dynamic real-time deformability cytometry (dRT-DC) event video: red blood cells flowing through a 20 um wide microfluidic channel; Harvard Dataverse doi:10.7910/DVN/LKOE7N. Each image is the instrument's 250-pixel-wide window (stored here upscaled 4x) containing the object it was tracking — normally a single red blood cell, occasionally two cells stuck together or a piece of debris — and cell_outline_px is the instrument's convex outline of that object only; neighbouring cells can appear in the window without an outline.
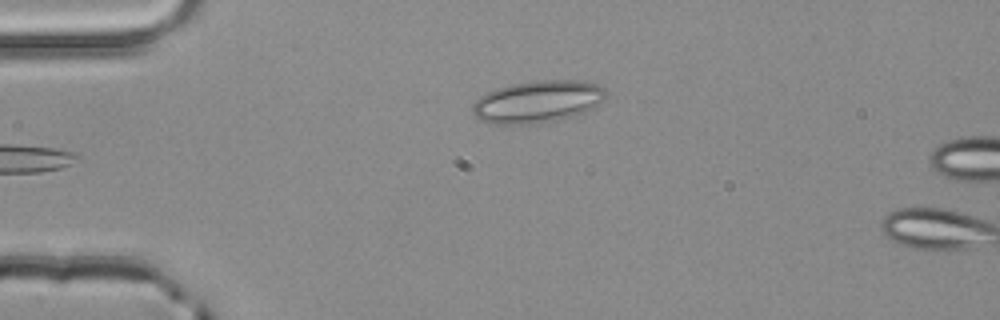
{"species": "common noctule bat (a hibernating species)", "species_latin": "Nyctalus noctula", "temperature_condition": "room temperature", "stored_images_in_passage": 2, "camera_frame_rate_fps": 3000, "um_per_image_px": 0.085, "animal": {"sex": "male", "body_mass_g": 20.4}, "frame": {"image": 1, "passage_image": 2, "time_ms": 0.333, "image_size_px": [1000, 320], "cell_outline_px": [[608, 92], [592, 108], [584, 112], [556, 120], [532, 124], [496, 124], [480, 120], [472, 112], [472, 104], [480, 96], [496, 88], [512, 84], [536, 80], [580, 80], [600, 84]], "centroid_in_image_um": [45.68, 8.62], "position_along_channel_um": 39.3, "area_um2": 32.66}}